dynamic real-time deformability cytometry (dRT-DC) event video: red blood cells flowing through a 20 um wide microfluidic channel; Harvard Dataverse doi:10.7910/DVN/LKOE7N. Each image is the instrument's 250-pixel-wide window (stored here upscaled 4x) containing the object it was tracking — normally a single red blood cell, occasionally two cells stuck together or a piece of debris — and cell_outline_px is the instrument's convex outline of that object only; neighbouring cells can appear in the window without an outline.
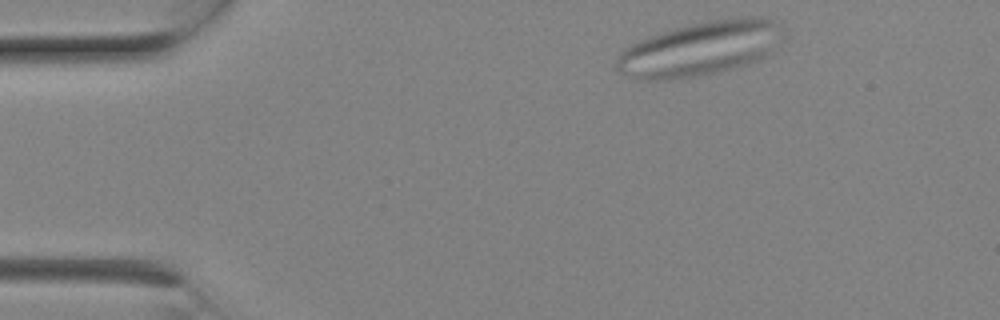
{"species": "Egyptian fruit bat (a non-hibernating species)", "species_latin": "Rousettus aegyptiacus", "temperature_condition": "room temperature", "stored_images_in_passage": 4, "segment_of_instrument_passage": [1, 2], "camera_frame_rate_fps": 3000, "um_per_image_px": 0.085, "animal": {"sex": "female"}, "frame": {"image": 1, "passage_image": 1, "time_ms": 0.0, "image_size_px": [1000, 320], "cell_outline_px": [[764, 56], [748, 64], [700, 76], [680, 80], [648, 80], [640, 76], [640, 72], [648, 68], [740, 52], [764, 52]], "centroid_in_image_um": [59.5, 5.66], "position_along_channel_um": 25.5, "area_um2": 12.54}}